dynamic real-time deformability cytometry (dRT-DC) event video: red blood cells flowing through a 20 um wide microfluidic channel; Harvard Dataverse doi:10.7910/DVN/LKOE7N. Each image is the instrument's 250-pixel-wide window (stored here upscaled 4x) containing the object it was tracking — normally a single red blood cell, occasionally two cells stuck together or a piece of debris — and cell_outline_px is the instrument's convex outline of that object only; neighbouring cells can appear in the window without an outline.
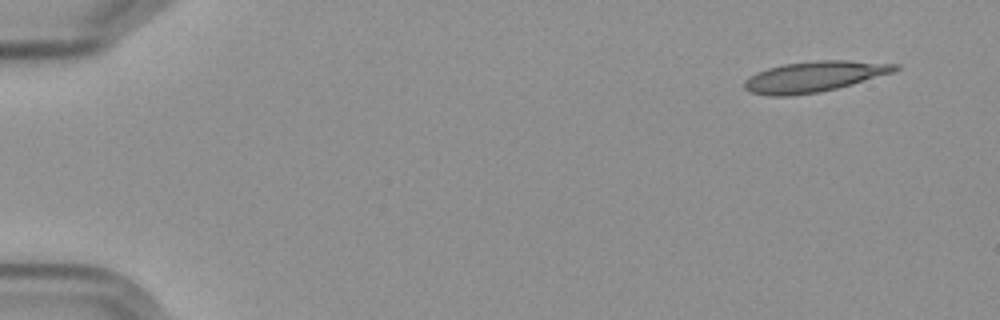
{"species": "Egyptian fruit bat (a non-hibernating species)", "species_latin": "Rousettus aegyptiacus", "temperature_condition": "cold", "stored_images_in_passage": 4, "camera_frame_rate_fps": 3000, "um_per_image_px": 0.085, "frame": {"image": 1, "passage_image": 1, "time_ms": 0.0, "image_size_px": [1000, 320], "cell_outline_px": [[900, 68], [892, 72], [852, 84], [820, 92], [792, 96], [768, 96], [748, 92], [744, 88], [744, 80], [748, 76], [756, 72], [768, 68], [784, 64], [816, 60], [848, 60], [900, 64]], "centroid_in_image_um": [69.15, 6.51], "position_along_channel_um": 15.8, "area_um2": 27.05}}
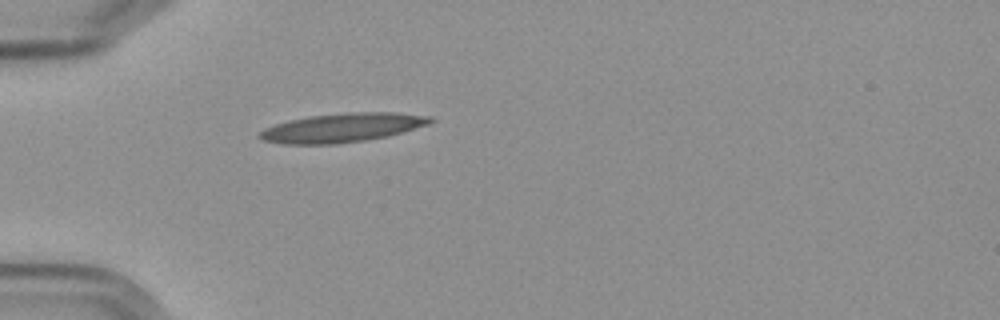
{"frame": {"image": 2, "passage_image": 4, "time_ms": 4.333, "image_size_px": [1000, 320], "cell_outline_px": [[436, 120], [428, 124], [388, 136], [364, 140], [336, 144], [284, 144], [264, 140], [256, 136], [264, 128], [288, 120], [308, 116], [348, 112], [396, 112], [432, 116]], "centroid_in_image_um": [29.1, 10.84], "position_along_channel_um": 55.9, "area_um2": 28.84}}